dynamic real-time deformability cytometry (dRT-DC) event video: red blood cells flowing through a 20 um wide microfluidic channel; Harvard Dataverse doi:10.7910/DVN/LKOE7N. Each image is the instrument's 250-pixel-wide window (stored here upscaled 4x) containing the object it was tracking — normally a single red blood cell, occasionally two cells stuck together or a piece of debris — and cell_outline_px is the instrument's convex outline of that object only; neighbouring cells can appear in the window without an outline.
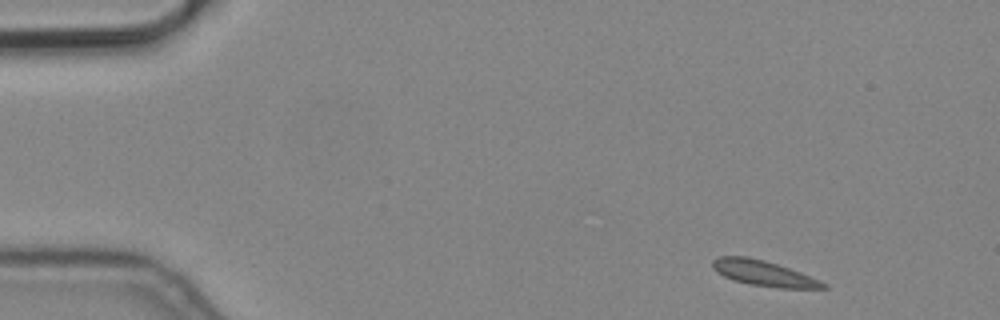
{"species": "common noctule bat (a hibernating species)", "species_latin": "Nyctalus noctula", "temperature_condition": "cold", "stored_images_in_passage": 5, "camera_frame_rate_fps": 3000, "um_per_image_px": 0.085, "animal": {"sex": "male", "body_mass_g": 19.2, "forearm_length_mm": 51.8}, "frame": {"image": 1, "passage_image": 1, "time_ms": 0.0, "image_size_px": [1000, 320], "cell_outline_px": [[828, 288], [780, 288], [748, 284], [732, 280], [716, 272], [712, 268], [712, 260], [720, 256], [748, 256], [764, 260], [800, 272], [820, 280], [828, 284]], "centroid_in_image_um": [64.88, 23.23], "position_along_channel_um": 20.1, "area_um2": 16.42}}
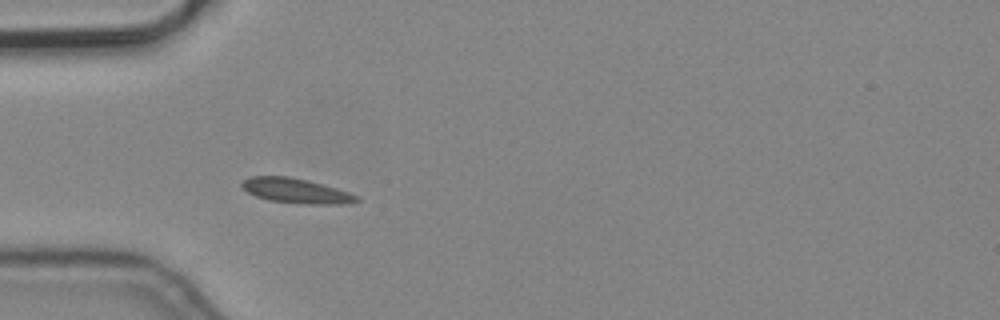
{"frame": {"image": 2, "passage_image": 4, "time_ms": 1.0, "image_size_px": [1000, 320], "cell_outline_px": [[360, 200], [352, 204], [304, 204], [268, 200], [256, 196], [248, 192], [240, 184], [244, 180], [252, 176], [288, 176], [308, 180], [336, 188], [348, 192], [356, 196]], "centroid_in_image_um": [25.18, 16.22], "position_along_channel_um": 59.8, "area_um2": 16.53}}
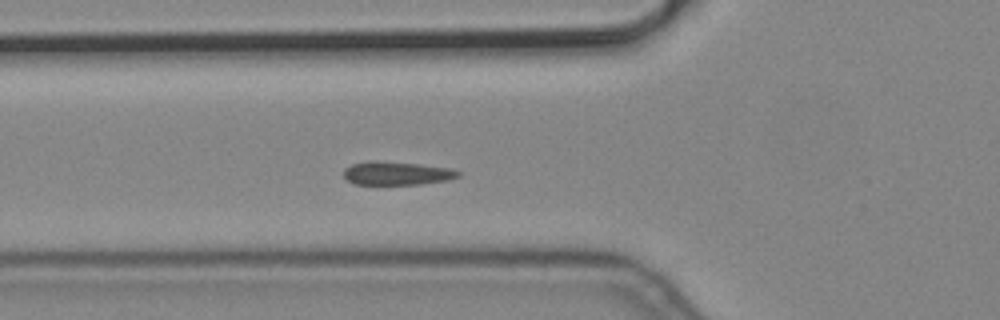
{"frame": {"image": 3, "passage_image": 5, "time_ms": 1.333, "image_size_px": [1000, 320], "cell_outline_px": [[460, 176], [448, 180], [420, 184], [352, 184], [344, 176], [344, 168], [352, 164], [416, 164], [452, 168], [460, 172]], "centroid_in_image_um": [33.81, 14.78], "position_along_channel_um": 92.0, "area_um2": 14.62}}